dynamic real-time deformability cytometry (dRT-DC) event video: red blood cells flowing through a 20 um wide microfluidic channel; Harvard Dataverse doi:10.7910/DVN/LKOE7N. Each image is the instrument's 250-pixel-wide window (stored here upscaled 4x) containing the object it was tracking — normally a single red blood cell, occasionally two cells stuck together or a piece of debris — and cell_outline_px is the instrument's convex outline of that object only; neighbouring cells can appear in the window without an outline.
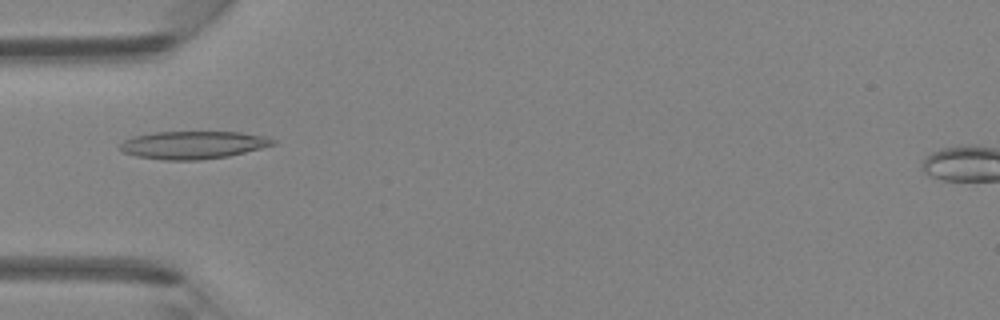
{"species": "Egyptian fruit bat (a non-hibernating species)", "species_latin": "Rousettus aegyptiacus", "temperature_condition": "room temperature", "stored_images_in_passage": 46, "camera_frame_rate_fps": 3000, "um_per_image_px": 0.085, "animal": {"sex": "female"}, "frame": {"image": 1, "passage_image": 15, "time_ms": 4.667, "image_size_px": [1000, 320], "cell_outline_px": [[276, 144], [228, 156], [200, 160], [164, 160], [136, 156], [124, 152], [120, 148], [120, 144], [124, 140], [132, 136], [152, 132], [240, 132], [264, 136], [276, 140]], "centroid_in_image_um": [16.39, 12.32], "position_along_channel_um": 68.6, "area_um2": 24.68}}
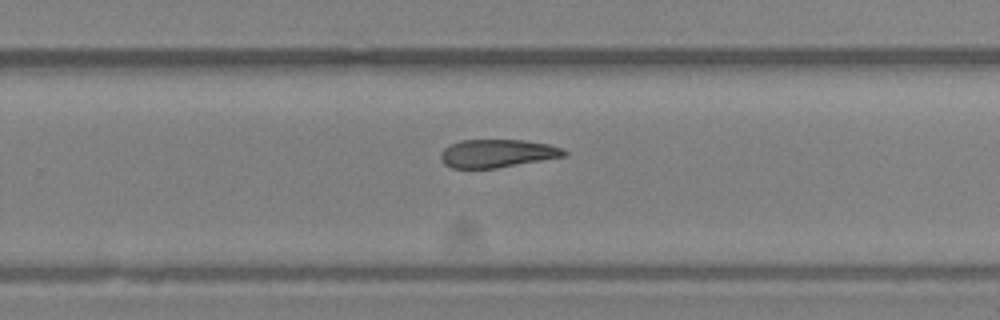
{"frame": {"image": 2, "passage_image": 30, "time_ms": 9.667, "image_size_px": [1000, 320], "cell_outline_px": [[568, 156], [496, 168], [452, 168], [444, 164], [440, 160], [440, 156], [444, 148], [448, 144], [460, 140], [524, 140], [548, 144], [564, 148], [568, 152]], "centroid_in_image_um": [42.28, 13.03], "position_along_channel_um": 287.5, "area_um2": 20.46}}
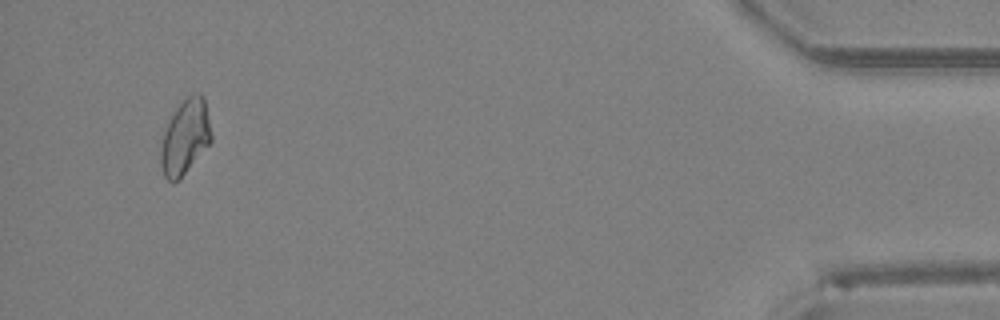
{"frame": {"image": 3, "passage_image": 44, "time_ms": 14.333, "image_size_px": [1000, 320], "cell_outline_px": [[212, 140], [184, 172], [172, 184], [164, 176], [160, 164], [160, 148], [164, 132], [172, 112], [188, 96], [196, 92], [200, 92], [204, 96], [212, 136]], "centroid_in_image_um": [15.72, 11.61], "position_along_channel_um": 419.5, "area_um2": 21.68}}